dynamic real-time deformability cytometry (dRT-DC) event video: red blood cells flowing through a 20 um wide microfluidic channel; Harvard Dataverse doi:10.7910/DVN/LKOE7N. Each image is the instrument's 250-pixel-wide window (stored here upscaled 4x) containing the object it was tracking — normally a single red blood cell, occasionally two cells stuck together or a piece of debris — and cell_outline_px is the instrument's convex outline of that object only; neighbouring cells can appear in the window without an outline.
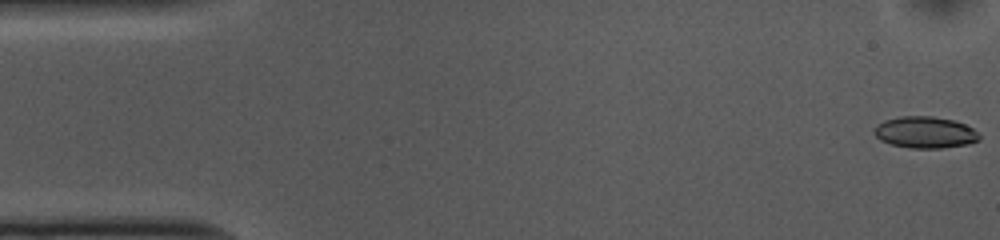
{"species": "common noctule bat (a hibernating species)", "species_latin": "Nyctalus noctula", "temperature_condition": "cold", "stored_images_in_passage": 53, "camera_frame_rate_fps": 3000, "um_per_image_px": 0.085, "animal": {"sex": "female", "body_mass_g": 10.0, "forearm_length_mm": 53.1}, "frame": {"image": 1, "passage_image": 1, "time_ms": 0.0, "image_size_px": [1000, 240], "cell_outline_px": [[980, 140], [968, 144], [940, 148], [912, 148], [892, 144], [880, 140], [872, 132], [876, 124], [884, 120], [900, 116], [932, 116], [952, 120], [964, 124], [972, 128], [980, 136]], "centroid_in_image_um": [78.6, 11.24], "position_along_channel_um": 6.4, "area_um2": 19.31}}
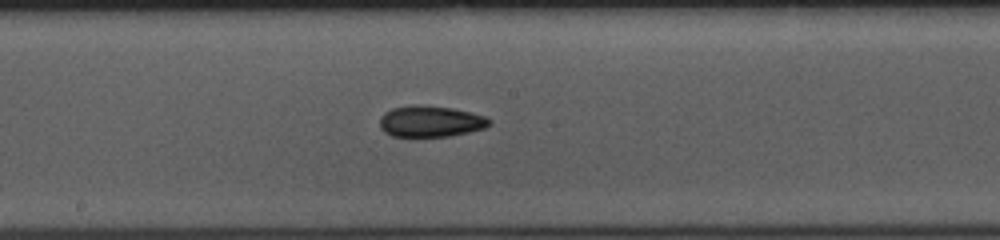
{"frame": {"image": 2, "passage_image": 27, "time_ms": 8.667, "image_size_px": [1000, 240], "cell_outline_px": [[492, 124], [484, 128], [468, 132], [448, 136], [392, 136], [384, 132], [380, 128], [380, 116], [384, 112], [392, 108], [412, 104], [420, 104], [452, 108], [484, 116], [492, 120]], "centroid_in_image_um": [36.57, 10.3], "position_along_channel_um": 211.6, "area_um2": 20.0}}
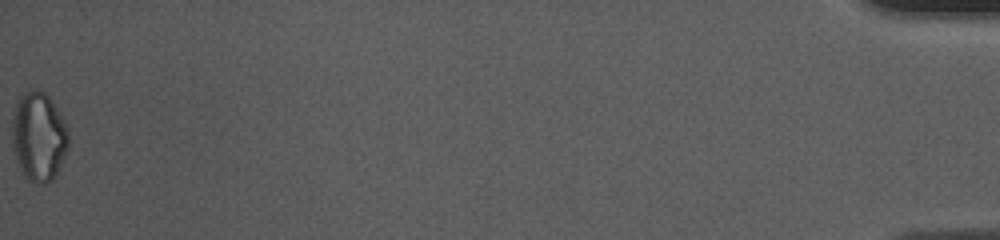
{"frame": {"image": 3, "passage_image": 53, "time_ms": 17.333, "image_size_px": [1000, 240], "cell_outline_px": [[68, 148], [52, 180], [48, 184], [32, 184], [24, 176], [16, 160], [12, 148], [12, 116], [16, 100], [24, 92], [32, 88], [36, 88], [44, 92], [52, 100], [64, 120], [68, 128]], "centroid_in_image_um": [3.26, 11.59], "position_along_channel_um": 431.9, "area_um2": 29.77}, "authors_computed_cell_mechanics": {"area_um2": 19.941, "velocity_mm_per_s": 3.7492, "shape_relaxation_time_tau1_ms": 4.223, "shape_relaxation_time_tau2_ms": 7.924, "deformation_change_tau1": 0.099, "deformation_change_tau2": 0.1345}}